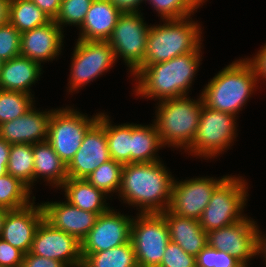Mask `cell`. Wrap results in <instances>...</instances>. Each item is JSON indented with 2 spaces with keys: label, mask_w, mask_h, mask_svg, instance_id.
<instances>
[{
  "label": "cell",
  "mask_w": 266,
  "mask_h": 267,
  "mask_svg": "<svg viewBox=\"0 0 266 267\" xmlns=\"http://www.w3.org/2000/svg\"><path fill=\"white\" fill-rule=\"evenodd\" d=\"M174 179L161 160L124 164L118 199L137 213H162L169 208Z\"/></svg>",
  "instance_id": "1"
},
{
  "label": "cell",
  "mask_w": 266,
  "mask_h": 267,
  "mask_svg": "<svg viewBox=\"0 0 266 267\" xmlns=\"http://www.w3.org/2000/svg\"><path fill=\"white\" fill-rule=\"evenodd\" d=\"M203 45L194 52L177 56L166 62L139 67L131 76L135 80L134 91L140 98L164 99L189 96L196 73L202 64ZM138 81V82H137Z\"/></svg>",
  "instance_id": "2"
},
{
  "label": "cell",
  "mask_w": 266,
  "mask_h": 267,
  "mask_svg": "<svg viewBox=\"0 0 266 267\" xmlns=\"http://www.w3.org/2000/svg\"><path fill=\"white\" fill-rule=\"evenodd\" d=\"M258 84L256 69L247 57L233 61L215 74L201 96L208 108L237 116Z\"/></svg>",
  "instance_id": "3"
},
{
  "label": "cell",
  "mask_w": 266,
  "mask_h": 267,
  "mask_svg": "<svg viewBox=\"0 0 266 267\" xmlns=\"http://www.w3.org/2000/svg\"><path fill=\"white\" fill-rule=\"evenodd\" d=\"M162 22L163 24L150 26L145 58L140 67L166 62L194 52L203 42L201 25L192 20L191 16Z\"/></svg>",
  "instance_id": "4"
},
{
  "label": "cell",
  "mask_w": 266,
  "mask_h": 267,
  "mask_svg": "<svg viewBox=\"0 0 266 267\" xmlns=\"http://www.w3.org/2000/svg\"><path fill=\"white\" fill-rule=\"evenodd\" d=\"M153 119L162 145L186 150L192 143L203 108L201 94L197 99L188 96L158 101ZM166 145V146H165Z\"/></svg>",
  "instance_id": "5"
},
{
  "label": "cell",
  "mask_w": 266,
  "mask_h": 267,
  "mask_svg": "<svg viewBox=\"0 0 266 267\" xmlns=\"http://www.w3.org/2000/svg\"><path fill=\"white\" fill-rule=\"evenodd\" d=\"M248 184L242 176L229 175L212 193L211 199L199 218L206 231L230 226L246 217ZM246 202V203H245Z\"/></svg>",
  "instance_id": "6"
},
{
  "label": "cell",
  "mask_w": 266,
  "mask_h": 267,
  "mask_svg": "<svg viewBox=\"0 0 266 267\" xmlns=\"http://www.w3.org/2000/svg\"><path fill=\"white\" fill-rule=\"evenodd\" d=\"M237 117L208 108L203 103L196 135L185 152L204 160L227 152L237 136Z\"/></svg>",
  "instance_id": "7"
},
{
  "label": "cell",
  "mask_w": 266,
  "mask_h": 267,
  "mask_svg": "<svg viewBox=\"0 0 266 267\" xmlns=\"http://www.w3.org/2000/svg\"><path fill=\"white\" fill-rule=\"evenodd\" d=\"M79 111L72 106L56 108L49 122L46 141L66 165L73 159L87 131L99 118V113L88 117Z\"/></svg>",
  "instance_id": "8"
},
{
  "label": "cell",
  "mask_w": 266,
  "mask_h": 267,
  "mask_svg": "<svg viewBox=\"0 0 266 267\" xmlns=\"http://www.w3.org/2000/svg\"><path fill=\"white\" fill-rule=\"evenodd\" d=\"M130 240L138 266L159 267L170 242L169 229L162 213H137L132 220Z\"/></svg>",
  "instance_id": "9"
},
{
  "label": "cell",
  "mask_w": 266,
  "mask_h": 267,
  "mask_svg": "<svg viewBox=\"0 0 266 267\" xmlns=\"http://www.w3.org/2000/svg\"><path fill=\"white\" fill-rule=\"evenodd\" d=\"M71 56V69L67 91L79 92L82 86L110 71L116 64L114 50L108 41H85L77 39Z\"/></svg>",
  "instance_id": "10"
},
{
  "label": "cell",
  "mask_w": 266,
  "mask_h": 267,
  "mask_svg": "<svg viewBox=\"0 0 266 267\" xmlns=\"http://www.w3.org/2000/svg\"><path fill=\"white\" fill-rule=\"evenodd\" d=\"M144 21L141 12L121 13L111 37L107 40L114 50L116 60L123 58L130 75L143 64L145 58L151 24Z\"/></svg>",
  "instance_id": "11"
},
{
  "label": "cell",
  "mask_w": 266,
  "mask_h": 267,
  "mask_svg": "<svg viewBox=\"0 0 266 267\" xmlns=\"http://www.w3.org/2000/svg\"><path fill=\"white\" fill-rule=\"evenodd\" d=\"M228 177H196L175 180L168 210L183 217L199 220L214 190Z\"/></svg>",
  "instance_id": "12"
},
{
  "label": "cell",
  "mask_w": 266,
  "mask_h": 267,
  "mask_svg": "<svg viewBox=\"0 0 266 267\" xmlns=\"http://www.w3.org/2000/svg\"><path fill=\"white\" fill-rule=\"evenodd\" d=\"M256 224L253 218L246 216L230 226L207 232L208 246L227 252L248 266L252 258L258 255Z\"/></svg>",
  "instance_id": "13"
},
{
  "label": "cell",
  "mask_w": 266,
  "mask_h": 267,
  "mask_svg": "<svg viewBox=\"0 0 266 267\" xmlns=\"http://www.w3.org/2000/svg\"><path fill=\"white\" fill-rule=\"evenodd\" d=\"M115 210L111 207L107 212L98 215L94 226L81 241L82 259L90 253L115 248L130 241L134 216Z\"/></svg>",
  "instance_id": "14"
},
{
  "label": "cell",
  "mask_w": 266,
  "mask_h": 267,
  "mask_svg": "<svg viewBox=\"0 0 266 267\" xmlns=\"http://www.w3.org/2000/svg\"><path fill=\"white\" fill-rule=\"evenodd\" d=\"M30 253L59 260L67 267H82L81 242L75 236L54 228L45 219L35 232Z\"/></svg>",
  "instance_id": "15"
},
{
  "label": "cell",
  "mask_w": 266,
  "mask_h": 267,
  "mask_svg": "<svg viewBox=\"0 0 266 267\" xmlns=\"http://www.w3.org/2000/svg\"><path fill=\"white\" fill-rule=\"evenodd\" d=\"M110 159L105 128L97 121L87 131L79 149L67 165L68 178L85 179Z\"/></svg>",
  "instance_id": "16"
},
{
  "label": "cell",
  "mask_w": 266,
  "mask_h": 267,
  "mask_svg": "<svg viewBox=\"0 0 266 267\" xmlns=\"http://www.w3.org/2000/svg\"><path fill=\"white\" fill-rule=\"evenodd\" d=\"M32 201L28 206L9 210L6 214L1 237L24 254L30 252L35 232L44 219L41 203Z\"/></svg>",
  "instance_id": "17"
},
{
  "label": "cell",
  "mask_w": 266,
  "mask_h": 267,
  "mask_svg": "<svg viewBox=\"0 0 266 267\" xmlns=\"http://www.w3.org/2000/svg\"><path fill=\"white\" fill-rule=\"evenodd\" d=\"M63 33L54 20L21 33L20 55L39 64L57 59L64 46Z\"/></svg>",
  "instance_id": "18"
},
{
  "label": "cell",
  "mask_w": 266,
  "mask_h": 267,
  "mask_svg": "<svg viewBox=\"0 0 266 267\" xmlns=\"http://www.w3.org/2000/svg\"><path fill=\"white\" fill-rule=\"evenodd\" d=\"M51 110L33 106L20 117L0 125V138L9 144H36L47 140Z\"/></svg>",
  "instance_id": "19"
},
{
  "label": "cell",
  "mask_w": 266,
  "mask_h": 267,
  "mask_svg": "<svg viewBox=\"0 0 266 267\" xmlns=\"http://www.w3.org/2000/svg\"><path fill=\"white\" fill-rule=\"evenodd\" d=\"M44 219L54 228L75 236L80 242L88 235L98 217L97 213L81 210L67 200L41 203Z\"/></svg>",
  "instance_id": "20"
},
{
  "label": "cell",
  "mask_w": 266,
  "mask_h": 267,
  "mask_svg": "<svg viewBox=\"0 0 266 267\" xmlns=\"http://www.w3.org/2000/svg\"><path fill=\"white\" fill-rule=\"evenodd\" d=\"M121 12L109 0H93L78 29L79 40L107 41L113 32Z\"/></svg>",
  "instance_id": "21"
},
{
  "label": "cell",
  "mask_w": 266,
  "mask_h": 267,
  "mask_svg": "<svg viewBox=\"0 0 266 267\" xmlns=\"http://www.w3.org/2000/svg\"><path fill=\"white\" fill-rule=\"evenodd\" d=\"M169 229L170 241L178 244L187 254L196 257L208 245L207 232L198 220L170 212H162Z\"/></svg>",
  "instance_id": "22"
},
{
  "label": "cell",
  "mask_w": 266,
  "mask_h": 267,
  "mask_svg": "<svg viewBox=\"0 0 266 267\" xmlns=\"http://www.w3.org/2000/svg\"><path fill=\"white\" fill-rule=\"evenodd\" d=\"M42 66L21 55L4 61L0 72V89L32 95L30 88L40 80Z\"/></svg>",
  "instance_id": "23"
},
{
  "label": "cell",
  "mask_w": 266,
  "mask_h": 267,
  "mask_svg": "<svg viewBox=\"0 0 266 267\" xmlns=\"http://www.w3.org/2000/svg\"><path fill=\"white\" fill-rule=\"evenodd\" d=\"M33 154V185L38 179H43L52 188L59 189L68 179L67 165L47 141L33 144Z\"/></svg>",
  "instance_id": "24"
},
{
  "label": "cell",
  "mask_w": 266,
  "mask_h": 267,
  "mask_svg": "<svg viewBox=\"0 0 266 267\" xmlns=\"http://www.w3.org/2000/svg\"><path fill=\"white\" fill-rule=\"evenodd\" d=\"M60 189L65 192L64 199L81 210L100 215L111 208L106 200L110 199V196L94 187L86 179L68 178Z\"/></svg>",
  "instance_id": "25"
},
{
  "label": "cell",
  "mask_w": 266,
  "mask_h": 267,
  "mask_svg": "<svg viewBox=\"0 0 266 267\" xmlns=\"http://www.w3.org/2000/svg\"><path fill=\"white\" fill-rule=\"evenodd\" d=\"M161 143L155 123L149 125L132 123L131 163H148L159 161Z\"/></svg>",
  "instance_id": "26"
},
{
  "label": "cell",
  "mask_w": 266,
  "mask_h": 267,
  "mask_svg": "<svg viewBox=\"0 0 266 267\" xmlns=\"http://www.w3.org/2000/svg\"><path fill=\"white\" fill-rule=\"evenodd\" d=\"M111 118L99 112L98 122L105 128L111 159L124 164L131 163L132 123L113 125Z\"/></svg>",
  "instance_id": "27"
},
{
  "label": "cell",
  "mask_w": 266,
  "mask_h": 267,
  "mask_svg": "<svg viewBox=\"0 0 266 267\" xmlns=\"http://www.w3.org/2000/svg\"><path fill=\"white\" fill-rule=\"evenodd\" d=\"M137 259L131 240L121 246L88 254L82 267H137Z\"/></svg>",
  "instance_id": "28"
},
{
  "label": "cell",
  "mask_w": 266,
  "mask_h": 267,
  "mask_svg": "<svg viewBox=\"0 0 266 267\" xmlns=\"http://www.w3.org/2000/svg\"><path fill=\"white\" fill-rule=\"evenodd\" d=\"M51 19L31 0H11L9 22L23 33L49 23Z\"/></svg>",
  "instance_id": "29"
},
{
  "label": "cell",
  "mask_w": 266,
  "mask_h": 267,
  "mask_svg": "<svg viewBox=\"0 0 266 267\" xmlns=\"http://www.w3.org/2000/svg\"><path fill=\"white\" fill-rule=\"evenodd\" d=\"M7 173L33 192L31 190L33 189L34 173L33 144H11Z\"/></svg>",
  "instance_id": "30"
},
{
  "label": "cell",
  "mask_w": 266,
  "mask_h": 267,
  "mask_svg": "<svg viewBox=\"0 0 266 267\" xmlns=\"http://www.w3.org/2000/svg\"><path fill=\"white\" fill-rule=\"evenodd\" d=\"M31 194L32 192L12 175L6 173L0 176V208L8 210L24 208L36 199Z\"/></svg>",
  "instance_id": "31"
},
{
  "label": "cell",
  "mask_w": 266,
  "mask_h": 267,
  "mask_svg": "<svg viewBox=\"0 0 266 267\" xmlns=\"http://www.w3.org/2000/svg\"><path fill=\"white\" fill-rule=\"evenodd\" d=\"M123 164L113 159L101 164L85 179L97 189L102 190L106 195L112 197L121 187ZM113 194V195H112Z\"/></svg>",
  "instance_id": "32"
},
{
  "label": "cell",
  "mask_w": 266,
  "mask_h": 267,
  "mask_svg": "<svg viewBox=\"0 0 266 267\" xmlns=\"http://www.w3.org/2000/svg\"><path fill=\"white\" fill-rule=\"evenodd\" d=\"M34 98V94L0 89V125L29 111L35 105Z\"/></svg>",
  "instance_id": "33"
},
{
  "label": "cell",
  "mask_w": 266,
  "mask_h": 267,
  "mask_svg": "<svg viewBox=\"0 0 266 267\" xmlns=\"http://www.w3.org/2000/svg\"><path fill=\"white\" fill-rule=\"evenodd\" d=\"M162 20L181 19L194 15L200 8L193 0H145ZM197 9V10H196Z\"/></svg>",
  "instance_id": "34"
},
{
  "label": "cell",
  "mask_w": 266,
  "mask_h": 267,
  "mask_svg": "<svg viewBox=\"0 0 266 267\" xmlns=\"http://www.w3.org/2000/svg\"><path fill=\"white\" fill-rule=\"evenodd\" d=\"M93 0H61L60 10L55 22L64 30V26L80 28ZM67 25V26H66Z\"/></svg>",
  "instance_id": "35"
},
{
  "label": "cell",
  "mask_w": 266,
  "mask_h": 267,
  "mask_svg": "<svg viewBox=\"0 0 266 267\" xmlns=\"http://www.w3.org/2000/svg\"><path fill=\"white\" fill-rule=\"evenodd\" d=\"M197 267H243L244 265L227 252L210 246L203 248L196 256Z\"/></svg>",
  "instance_id": "36"
},
{
  "label": "cell",
  "mask_w": 266,
  "mask_h": 267,
  "mask_svg": "<svg viewBox=\"0 0 266 267\" xmlns=\"http://www.w3.org/2000/svg\"><path fill=\"white\" fill-rule=\"evenodd\" d=\"M21 33L9 22L0 26V59L8 61L20 56Z\"/></svg>",
  "instance_id": "37"
},
{
  "label": "cell",
  "mask_w": 266,
  "mask_h": 267,
  "mask_svg": "<svg viewBox=\"0 0 266 267\" xmlns=\"http://www.w3.org/2000/svg\"><path fill=\"white\" fill-rule=\"evenodd\" d=\"M159 267H197L196 257L187 254L178 244L170 241Z\"/></svg>",
  "instance_id": "38"
},
{
  "label": "cell",
  "mask_w": 266,
  "mask_h": 267,
  "mask_svg": "<svg viewBox=\"0 0 266 267\" xmlns=\"http://www.w3.org/2000/svg\"><path fill=\"white\" fill-rule=\"evenodd\" d=\"M24 253L0 238V267H22Z\"/></svg>",
  "instance_id": "39"
},
{
  "label": "cell",
  "mask_w": 266,
  "mask_h": 267,
  "mask_svg": "<svg viewBox=\"0 0 266 267\" xmlns=\"http://www.w3.org/2000/svg\"><path fill=\"white\" fill-rule=\"evenodd\" d=\"M22 267H67L59 260L33 255L30 252L24 254Z\"/></svg>",
  "instance_id": "40"
},
{
  "label": "cell",
  "mask_w": 266,
  "mask_h": 267,
  "mask_svg": "<svg viewBox=\"0 0 266 267\" xmlns=\"http://www.w3.org/2000/svg\"><path fill=\"white\" fill-rule=\"evenodd\" d=\"M257 54L253 58H248L254 65L258 80L264 79L266 81V43L261 46L260 50L256 52Z\"/></svg>",
  "instance_id": "41"
},
{
  "label": "cell",
  "mask_w": 266,
  "mask_h": 267,
  "mask_svg": "<svg viewBox=\"0 0 266 267\" xmlns=\"http://www.w3.org/2000/svg\"><path fill=\"white\" fill-rule=\"evenodd\" d=\"M34 2L51 20H55L60 10L61 0H31Z\"/></svg>",
  "instance_id": "42"
},
{
  "label": "cell",
  "mask_w": 266,
  "mask_h": 267,
  "mask_svg": "<svg viewBox=\"0 0 266 267\" xmlns=\"http://www.w3.org/2000/svg\"><path fill=\"white\" fill-rule=\"evenodd\" d=\"M121 12H141V4L145 0H109Z\"/></svg>",
  "instance_id": "43"
},
{
  "label": "cell",
  "mask_w": 266,
  "mask_h": 267,
  "mask_svg": "<svg viewBox=\"0 0 266 267\" xmlns=\"http://www.w3.org/2000/svg\"><path fill=\"white\" fill-rule=\"evenodd\" d=\"M257 254V257H263L264 264L266 265V234H262L259 227L257 229Z\"/></svg>",
  "instance_id": "44"
},
{
  "label": "cell",
  "mask_w": 266,
  "mask_h": 267,
  "mask_svg": "<svg viewBox=\"0 0 266 267\" xmlns=\"http://www.w3.org/2000/svg\"><path fill=\"white\" fill-rule=\"evenodd\" d=\"M11 0H0V26L9 23Z\"/></svg>",
  "instance_id": "45"
},
{
  "label": "cell",
  "mask_w": 266,
  "mask_h": 267,
  "mask_svg": "<svg viewBox=\"0 0 266 267\" xmlns=\"http://www.w3.org/2000/svg\"><path fill=\"white\" fill-rule=\"evenodd\" d=\"M11 144L0 138V161H8Z\"/></svg>",
  "instance_id": "46"
},
{
  "label": "cell",
  "mask_w": 266,
  "mask_h": 267,
  "mask_svg": "<svg viewBox=\"0 0 266 267\" xmlns=\"http://www.w3.org/2000/svg\"><path fill=\"white\" fill-rule=\"evenodd\" d=\"M8 211H9L8 209L0 208V237H1V234H2L4 221H5L6 214H7Z\"/></svg>",
  "instance_id": "47"
},
{
  "label": "cell",
  "mask_w": 266,
  "mask_h": 267,
  "mask_svg": "<svg viewBox=\"0 0 266 267\" xmlns=\"http://www.w3.org/2000/svg\"><path fill=\"white\" fill-rule=\"evenodd\" d=\"M8 161H0V176H3L7 173Z\"/></svg>",
  "instance_id": "48"
},
{
  "label": "cell",
  "mask_w": 266,
  "mask_h": 267,
  "mask_svg": "<svg viewBox=\"0 0 266 267\" xmlns=\"http://www.w3.org/2000/svg\"><path fill=\"white\" fill-rule=\"evenodd\" d=\"M199 7L203 6V4L207 1V0H193Z\"/></svg>",
  "instance_id": "49"
},
{
  "label": "cell",
  "mask_w": 266,
  "mask_h": 267,
  "mask_svg": "<svg viewBox=\"0 0 266 267\" xmlns=\"http://www.w3.org/2000/svg\"><path fill=\"white\" fill-rule=\"evenodd\" d=\"M2 65H3V61L0 59V72H1V69H2Z\"/></svg>",
  "instance_id": "50"
}]
</instances>
